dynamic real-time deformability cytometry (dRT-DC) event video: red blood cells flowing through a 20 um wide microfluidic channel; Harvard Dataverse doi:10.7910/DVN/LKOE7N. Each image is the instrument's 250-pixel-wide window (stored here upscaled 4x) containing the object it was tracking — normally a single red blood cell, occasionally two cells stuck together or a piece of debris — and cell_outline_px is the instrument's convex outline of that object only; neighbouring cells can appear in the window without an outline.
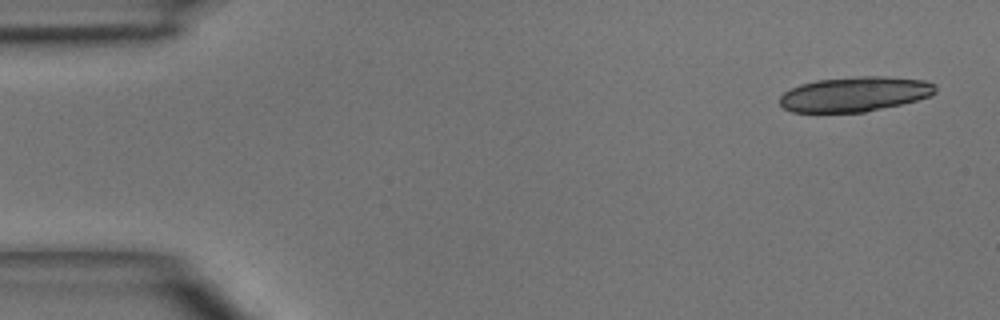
{"species": "common noctule bat (a hibernating species)", "species_latin": "Nyctalus noctula", "temperature_condition": "room temperature", "stored_images_in_passage": 4, "camera_frame_rate_fps": 3000, "um_per_image_px": 0.085, "animal": {"sex": "male", "body_mass_g": 15.6}, "frame": {"image": 1, "passage_image": 1, "time_ms": 0.0, "image_size_px": [1000, 320], "cell_outline_px": [[936, 92], [928, 96], [916, 100], [900, 104], [864, 112], [792, 112], [784, 108], [780, 104], [780, 96], [784, 92], [800, 84], [816, 80], [856, 76], [884, 76], [924, 80], [936, 84]], "centroid_in_image_um": [72.64, 7.99], "position_along_channel_um": 12.4, "area_um2": 31.56}}